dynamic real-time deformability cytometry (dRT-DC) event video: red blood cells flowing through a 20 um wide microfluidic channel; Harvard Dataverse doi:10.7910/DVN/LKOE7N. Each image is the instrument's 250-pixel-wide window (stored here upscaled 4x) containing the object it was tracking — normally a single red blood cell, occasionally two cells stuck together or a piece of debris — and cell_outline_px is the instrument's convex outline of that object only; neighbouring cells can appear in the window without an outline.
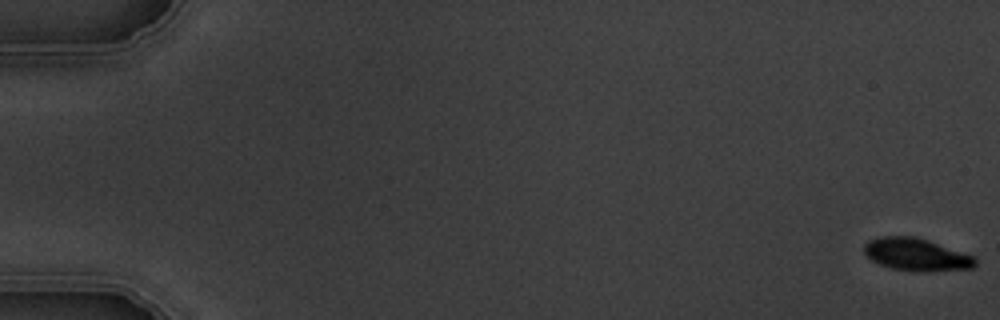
{"species": "common noctule bat (a hibernating species)", "species_latin": "Nyctalus noctula", "temperature_condition": "warm", "stored_images_in_passage": 6, "camera_frame_rate_fps": 3000, "um_per_image_px": 0.085, "animal": {"sex": "male", "body_mass_g": 19.5, "forearm_length_mm": 54.6}, "frame": {"image": 1, "passage_image": 1, "time_ms": 0.0, "image_size_px": [1000, 320], "cell_outline_px": [[976, 264], [972, 268], [932, 272], [924, 272], [892, 268], [880, 264], [872, 260], [864, 252], [864, 244], [868, 240], [880, 236], [912, 236], [972, 256], [976, 260]], "centroid_in_image_um": [77.84, 21.65], "position_along_channel_um": 7.2, "area_um2": 20.58}}
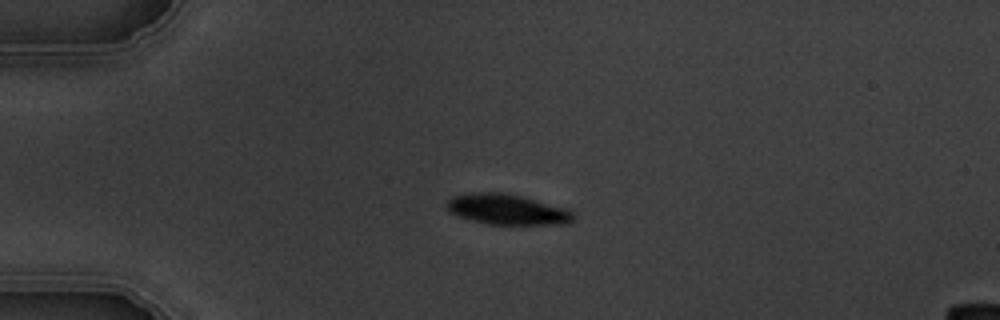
{"frame": {"image": 2, "passage_image": 5, "time_ms": 4.667, "image_size_px": [1000, 320], "cell_outline_px": [[576, 216], [572, 220], [564, 224], [488, 224], [456, 216], [448, 212], [444, 208], [444, 204], [452, 196], [468, 192], [504, 192], [520, 196], [564, 208], [572, 212]], "centroid_in_image_um": [42.99, 17.79], "position_along_channel_um": 42.0, "area_um2": 22.54}}